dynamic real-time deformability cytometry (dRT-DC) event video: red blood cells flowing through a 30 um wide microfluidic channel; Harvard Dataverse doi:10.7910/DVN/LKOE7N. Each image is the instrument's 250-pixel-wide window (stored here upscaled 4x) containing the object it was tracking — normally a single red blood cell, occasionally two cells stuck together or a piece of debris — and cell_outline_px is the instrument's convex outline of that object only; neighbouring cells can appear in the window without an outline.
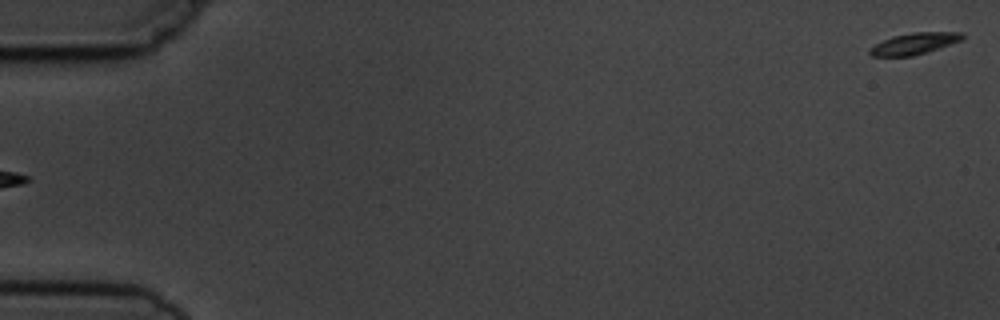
{"species": "common noctule bat (a hibernating species)", "species_latin": "Nyctalus noctula", "temperature_condition": "cold", "stored_images_in_passage": 5, "segment_of_instrument_passage": [2, 2], "camera_frame_rate_fps": 3000, "um_per_image_px": 0.085, "animal": {"sex": "male", "body_mass_g": 19.5, "forearm_length_mm": 54.6}, "frame": {"image": 1, "passage_image": 5, "time_ms": 5.667, "image_size_px": [1000, 320], "cell_outline_px": [[964, 40], [928, 52], [912, 56], [872, 56], [868, 52], [868, 48], [892, 36], [912, 32], [964, 32]], "centroid_in_image_um": [77.75, 3.7], "position_along_channel_um": 7.2, "area_um2": 11.73}}